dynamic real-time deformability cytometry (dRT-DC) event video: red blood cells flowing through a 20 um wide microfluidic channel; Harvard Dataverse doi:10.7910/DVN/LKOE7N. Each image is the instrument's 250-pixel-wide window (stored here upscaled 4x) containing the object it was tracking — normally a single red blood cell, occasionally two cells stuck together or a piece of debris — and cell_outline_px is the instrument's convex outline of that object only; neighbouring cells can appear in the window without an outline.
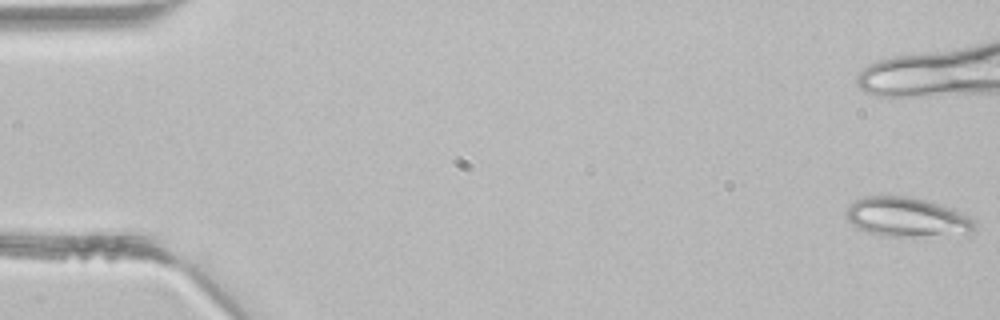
{"species": "common noctule bat (a hibernating species)", "species_latin": "Nyctalus noctula", "temperature_condition": "room temperature", "stored_images_in_passage": 4, "camera_frame_rate_fps": 3000, "um_per_image_px": 0.085, "animal": {"sex": "male", "body_mass_g": 21.5, "forearm_length_mm": 52.0}, "frame": {"image": 1, "passage_image": 1, "time_ms": 0.0, "image_size_px": [1000, 320], "cell_outline_px": [[976, 228], [968, 240], [880, 236], [856, 228], [848, 220], [844, 212], [856, 200], [864, 196], [908, 196], [944, 204], [976, 220]], "centroid_in_image_um": [77.3, 18.56], "position_along_channel_um": 7.7, "area_um2": 31.62}}